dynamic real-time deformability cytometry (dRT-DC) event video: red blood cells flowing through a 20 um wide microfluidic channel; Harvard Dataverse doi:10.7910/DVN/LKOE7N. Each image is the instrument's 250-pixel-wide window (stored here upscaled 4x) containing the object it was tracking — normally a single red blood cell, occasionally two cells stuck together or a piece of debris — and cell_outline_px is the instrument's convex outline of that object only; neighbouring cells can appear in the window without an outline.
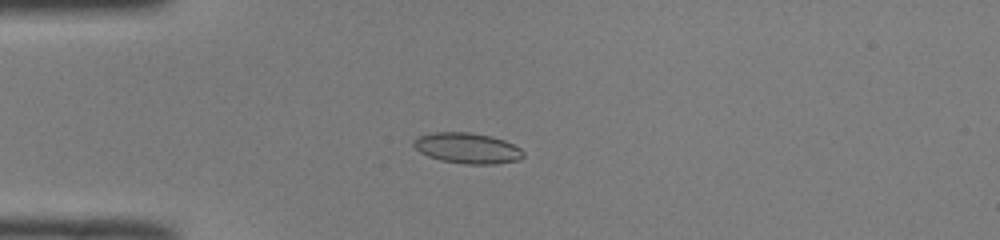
{"species": "common noctule bat (a hibernating species)", "species_latin": "Nyctalus noctula", "temperature_condition": "room temperature", "stored_images_in_passage": 50, "camera_frame_rate_fps": 3000, "um_per_image_px": 0.085, "animal": {"sex": "male", "body_mass_g": 19.0, "forearm_length_mm": 50.8}, "frame": {"image": 1, "passage_image": 14, "time_ms": 4.333, "image_size_px": [1000, 240], "cell_outline_px": [[524, 156], [520, 160], [496, 164], [464, 164], [440, 160], [428, 156], [420, 152], [412, 144], [412, 140], [420, 136], [432, 132], [468, 132], [488, 136], [504, 140], [520, 148], [524, 152]], "centroid_in_image_um": [39.72, 12.6], "position_along_channel_um": 45.3, "area_um2": 19.59}}
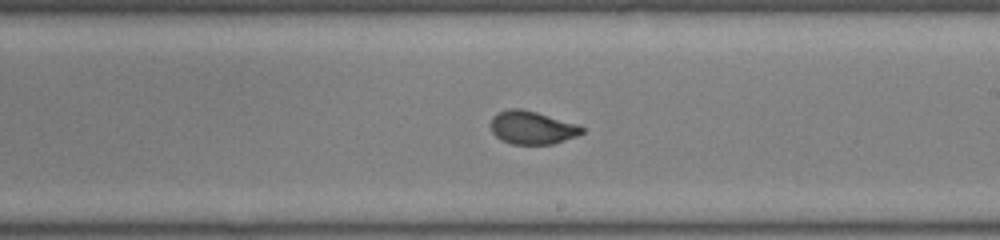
{"frame": {"image": 2, "passage_image": 30, "time_ms": 9.667, "image_size_px": [1000, 240], "cell_outline_px": [[584, 132], [576, 136], [552, 144], [512, 144], [500, 140], [492, 132], [492, 116], [500, 112], [512, 108], [520, 108], [536, 112], [580, 124], [584, 128]], "centroid_in_image_um": [45.26, 10.85], "position_along_channel_um": 243.7, "area_um2": 17.57}}
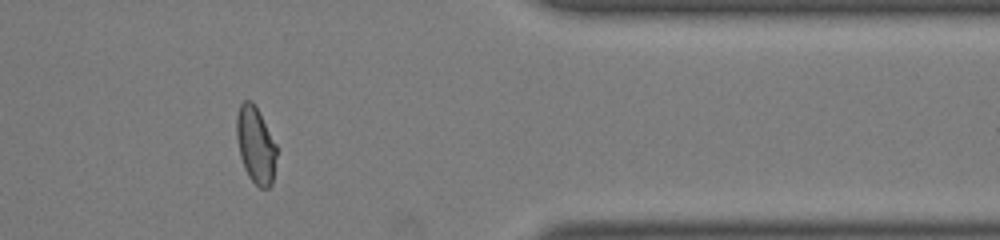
{"frame": {"image": 3, "passage_image": 42, "time_ms": 13.667, "image_size_px": [1000, 240], "cell_outline_px": [[276, 156], [272, 184], [268, 188], [260, 188], [248, 176], [244, 168], [240, 156], [236, 136], [236, 116], [240, 104], [244, 100], [248, 100], [256, 108], [276, 144]], "centroid_in_image_um": [21.71, 12.36], "position_along_channel_um": 389.7, "area_um2": 17.57}, "authors_computed_cell_mechanics": {"area_um2": 18.2648, "velocity_mm_per_s": 4.0894, "shape_relaxation_time_tau1_ms": 6.879, "shape_relaxation_time_tau2_ms": null, "deformation_change_tau1": 0.2109, "deformation_change_tau2": null}}